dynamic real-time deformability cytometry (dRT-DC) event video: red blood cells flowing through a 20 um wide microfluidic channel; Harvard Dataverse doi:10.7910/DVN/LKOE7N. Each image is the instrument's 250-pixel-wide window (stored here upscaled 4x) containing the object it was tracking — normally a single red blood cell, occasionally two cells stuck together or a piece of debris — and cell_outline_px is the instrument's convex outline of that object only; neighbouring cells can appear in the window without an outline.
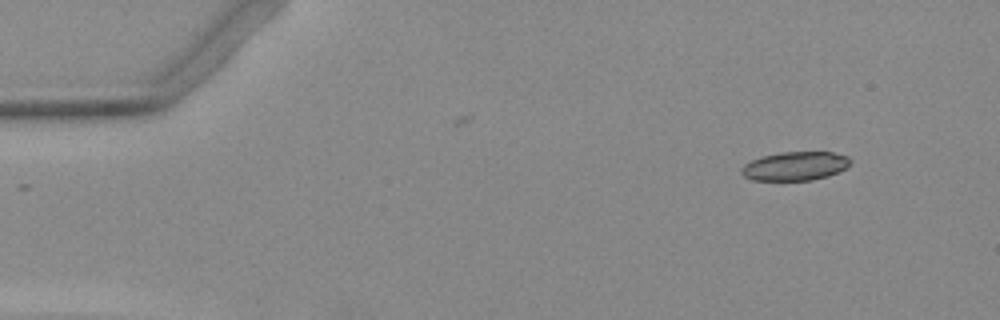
{"species": "Egyptian fruit bat (a non-hibernating species)", "species_latin": "Rousettus aegyptiacus", "temperature_condition": "warm", "stored_images_in_passage": 6, "camera_frame_rate_fps": 3000, "um_per_image_px": 0.085, "animal": {"sex": "female"}, "frame": {"image": 1, "passage_image": 1, "time_ms": 0.0, "image_size_px": [1000, 320], "cell_outline_px": [[852, 160], [840, 172], [828, 176], [812, 180], [752, 180], [744, 176], [740, 172], [740, 168], [744, 164], [752, 160], [764, 156], [780, 152], [832, 152], [848, 156]], "centroid_in_image_um": [67.58, 14.12], "position_along_channel_um": 17.4, "area_um2": 18.26}}